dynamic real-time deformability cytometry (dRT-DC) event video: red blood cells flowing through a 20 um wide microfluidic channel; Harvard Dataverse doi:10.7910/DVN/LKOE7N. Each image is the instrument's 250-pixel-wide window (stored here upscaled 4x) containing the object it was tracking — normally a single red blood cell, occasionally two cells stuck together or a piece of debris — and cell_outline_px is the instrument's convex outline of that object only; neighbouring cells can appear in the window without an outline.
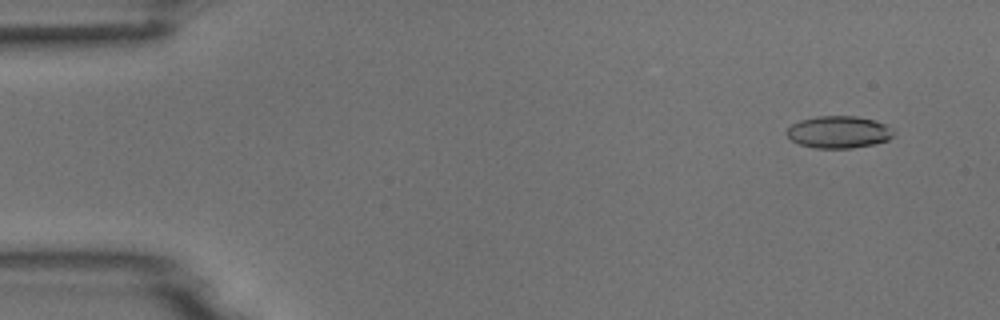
{"species": "common noctule bat (a hibernating species)", "species_latin": "Nyctalus noctula", "temperature_condition": "room temperature", "stored_images_in_passage": 4, "camera_frame_rate_fps": 3000, "um_per_image_px": 0.085, "animal": {"sex": "male", "body_mass_g": 18.8}, "frame": {"image": 1, "passage_image": 1, "time_ms": 0.0, "image_size_px": [1000, 320], "cell_outline_px": [[892, 136], [888, 140], [872, 144], [852, 148], [816, 148], [800, 144], [792, 140], [788, 136], [788, 128], [792, 124], [800, 120], [816, 116], [856, 116], [876, 120], [892, 128]], "centroid_in_image_um": [71.29, 11.21], "position_along_channel_um": 13.7, "area_um2": 19.83}}
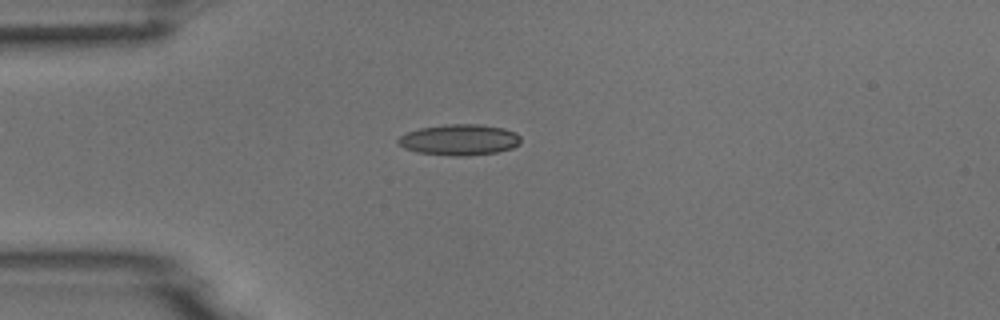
{"frame": {"image": 2, "passage_image": 4, "time_ms": 3.333, "image_size_px": [1000, 320], "cell_outline_px": [[520, 144], [512, 148], [496, 152], [468, 156], [452, 156], [416, 152], [404, 148], [396, 140], [400, 136], [408, 132], [420, 128], [444, 124], [480, 124], [504, 128], [516, 132], [520, 136]], "centroid_in_image_um": [39.06, 11.88], "position_along_channel_um": 45.9, "area_um2": 22.25}}